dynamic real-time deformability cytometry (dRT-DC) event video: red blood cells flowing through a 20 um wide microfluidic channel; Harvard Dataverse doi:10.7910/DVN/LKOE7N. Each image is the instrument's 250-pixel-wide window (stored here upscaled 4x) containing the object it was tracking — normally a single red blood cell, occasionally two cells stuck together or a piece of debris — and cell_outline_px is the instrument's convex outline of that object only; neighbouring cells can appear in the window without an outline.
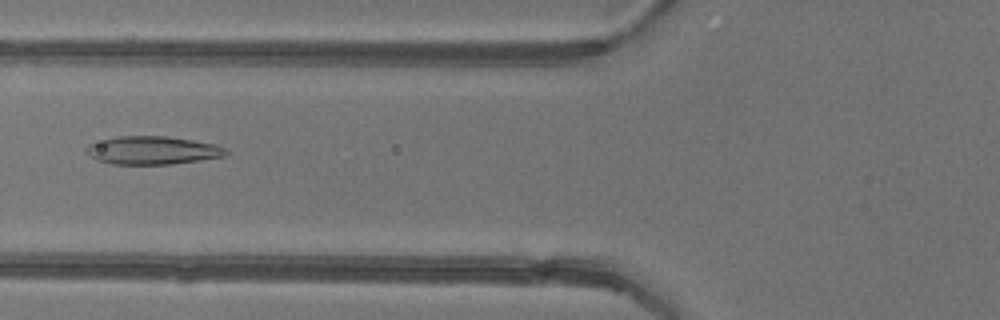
{"species": "common noctule bat (a hibernating species)", "species_latin": "Nyctalus noctula", "temperature_condition": "warm", "stored_images_in_passage": 3, "camera_frame_rate_fps": 3000, "um_per_image_px": 0.085, "animal": {"sex": "female"}, "frame": {"image": 1, "passage_image": 3, "time_ms": 2.333, "image_size_px": [1000, 320], "cell_outline_px": [[232, 152], [224, 156], [172, 164], [112, 164], [96, 160], [84, 148], [88, 144], [116, 136], [168, 136], [216, 144]], "centroid_in_image_um": [12.98, 12.77], "position_along_channel_um": 112.8, "area_um2": 22.89}}